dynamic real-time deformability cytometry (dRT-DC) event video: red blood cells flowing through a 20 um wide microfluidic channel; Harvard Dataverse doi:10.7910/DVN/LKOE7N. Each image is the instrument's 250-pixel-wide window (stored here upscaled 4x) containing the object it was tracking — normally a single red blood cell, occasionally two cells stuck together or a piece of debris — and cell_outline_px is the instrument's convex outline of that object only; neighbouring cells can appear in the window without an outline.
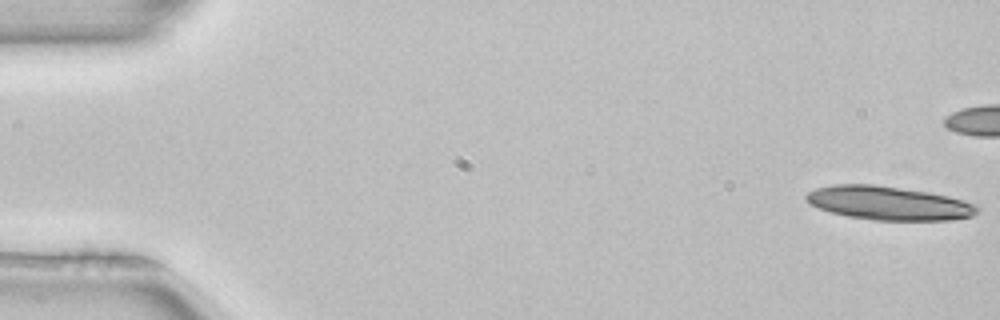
{"species": "common noctule bat (a hibernating species)", "species_latin": "Nyctalus noctula", "temperature_condition": "room temperature", "stored_images_in_passage": 53, "camera_frame_rate_fps": 3000, "um_per_image_px": 0.085, "animal": {"sex": "female", "body_mass_g": 22.7, "forearm_length_mm": 54.2}, "frame": {"image": 1, "passage_image": 1, "time_ms": 0.0, "image_size_px": [1000, 320], "cell_outline_px": [[980, 208], [972, 216], [948, 220], [876, 220], [848, 216], [832, 212], [808, 204], [804, 196], [808, 192], [816, 188], [832, 184], [872, 184], [928, 192], [948, 196], [980, 204]], "centroid_in_image_um": [75.54, 17.26], "position_along_channel_um": 9.5, "area_um2": 33.58}}
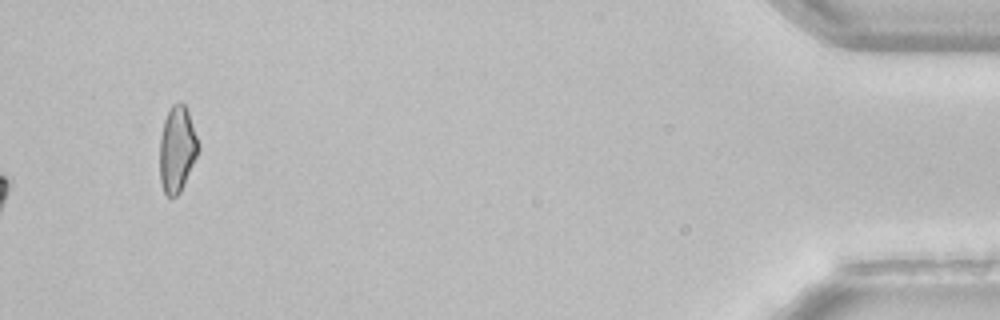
{"frame": {"image": 2, "passage_image": 53, "time_ms": 17.333, "image_size_px": [1000, 320], "cell_outline_px": [[200, 148], [184, 184], [180, 192], [176, 196], [168, 196], [164, 192], [160, 180], [160, 136], [164, 120], [172, 104], [180, 100], [184, 104], [188, 112]], "centroid_in_image_um": [15.04, 12.66], "position_along_channel_um": 420.2, "area_um2": 19.13}, "authors_computed_cell_mechanics": {"area_um2": 21.2126, "velocity_mm_per_s": 3.9971, "shape_relaxation_time_tau1_ms": 2.402, "shape_relaxation_time_tau2_ms": null, "deformation_change_tau1": 0.098, "deformation_change_tau2": null}}